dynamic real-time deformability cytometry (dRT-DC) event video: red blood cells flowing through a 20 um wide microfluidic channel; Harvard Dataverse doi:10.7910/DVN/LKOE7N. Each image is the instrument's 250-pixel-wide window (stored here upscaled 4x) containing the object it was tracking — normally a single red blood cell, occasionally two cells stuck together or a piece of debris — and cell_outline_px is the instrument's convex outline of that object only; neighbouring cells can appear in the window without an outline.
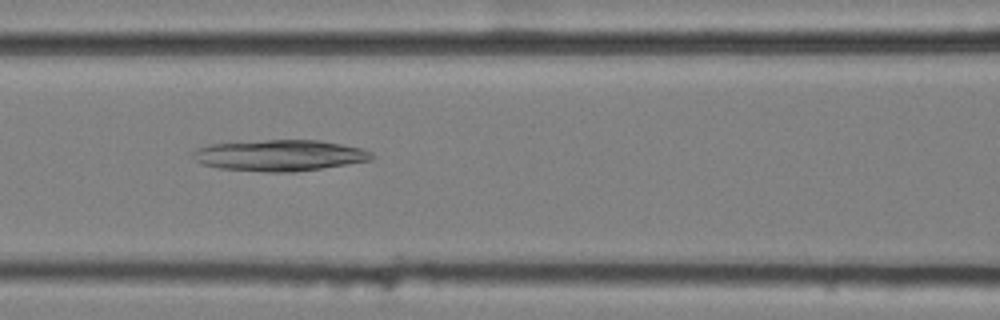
{"species": "common noctule bat (a hibernating species)", "species_latin": "Nyctalus noctula", "temperature_condition": "cold", "stored_images_in_passage": 57, "camera_frame_rate_fps": 3000, "um_per_image_px": 0.085, "animal": {"sex": "female", "body_mass_g": 25.1}, "frame": {"image": 1, "passage_image": 25, "time_ms": 8.0, "image_size_px": [1000, 320], "cell_outline_px": [[376, 156], [372, 160], [296, 172], [268, 172], [216, 168], [200, 164], [192, 156], [192, 152], [196, 148], [208, 144], [264, 140], [320, 140], [360, 148], [372, 152]], "centroid_in_image_um": [23.74, 13.21], "position_along_channel_um": 142.9, "area_um2": 32.66}}
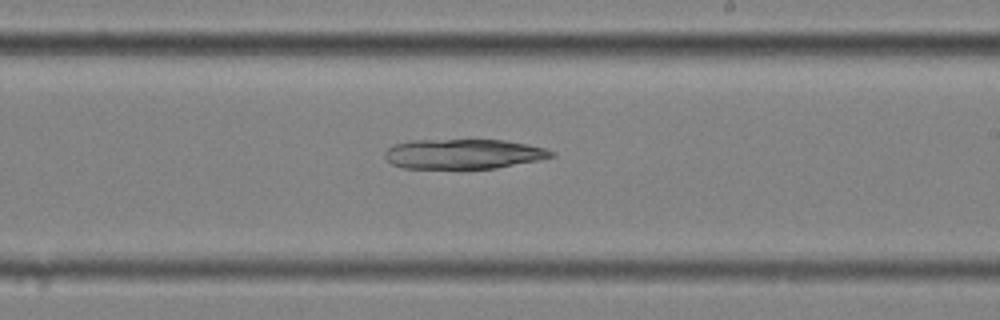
{"frame": {"image": 2, "passage_image": 34, "time_ms": 11.0, "image_size_px": [1000, 320], "cell_outline_px": [[556, 156], [496, 168], [404, 168], [392, 164], [384, 156], [384, 152], [392, 144], [412, 140], [504, 140], [528, 144], [544, 148], [556, 152]], "centroid_in_image_um": [39.38, 13.08], "position_along_channel_um": 249.6, "area_um2": 28.9}}
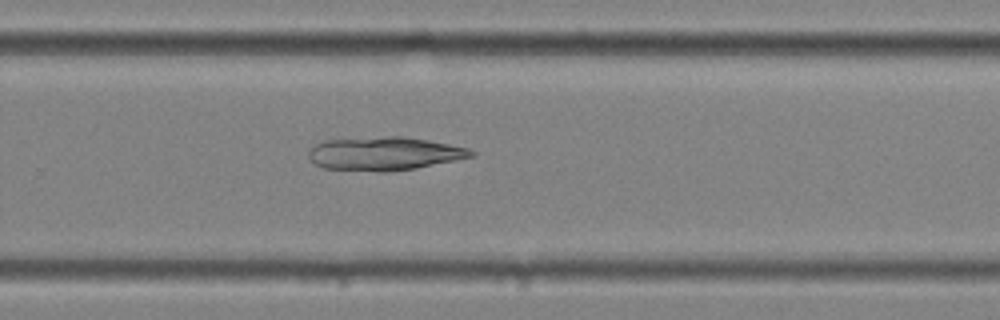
{"frame": {"image": 3, "passage_image": 38, "time_ms": 12.333, "image_size_px": [1000, 320], "cell_outline_px": [[476, 156], [416, 168], [388, 172], [380, 172], [324, 168], [308, 160], [308, 152], [316, 144], [324, 140], [384, 136], [400, 136], [428, 140], [468, 148], [476, 152]], "centroid_in_image_um": [32.67, 13.06], "position_along_channel_um": 297.1, "area_um2": 31.79}}